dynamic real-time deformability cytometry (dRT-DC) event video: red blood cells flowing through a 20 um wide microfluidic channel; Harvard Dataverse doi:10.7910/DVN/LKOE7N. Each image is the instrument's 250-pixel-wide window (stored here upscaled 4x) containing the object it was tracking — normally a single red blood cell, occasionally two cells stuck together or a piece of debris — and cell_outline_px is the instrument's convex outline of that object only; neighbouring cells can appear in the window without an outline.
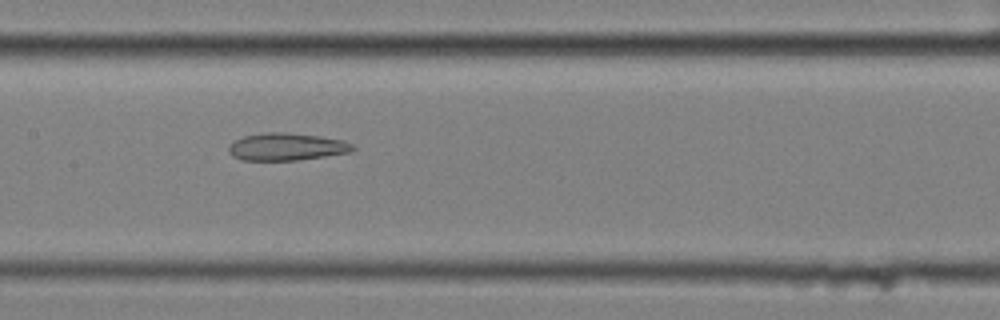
{"species": "common noctule bat (a hibernating species)", "species_latin": "Nyctalus noctula", "temperature_condition": "cold", "stored_images_in_passage": 9, "camera_frame_rate_fps": 3000, "um_per_image_px": 0.085, "animal": {"sex": "female", "body_mass_g": 25.1}, "frame": {"image": 1, "passage_image": 9, "time_ms": 2.667, "image_size_px": [1000, 320], "cell_outline_px": [[356, 148], [352, 152], [296, 160], [240, 160], [232, 156], [228, 152], [228, 148], [236, 140], [244, 136], [264, 132], [288, 132], [320, 136], [344, 140], [352, 144]], "centroid_in_image_um": [24.38, 12.47], "position_along_channel_um": 183.0, "area_um2": 19.88}}